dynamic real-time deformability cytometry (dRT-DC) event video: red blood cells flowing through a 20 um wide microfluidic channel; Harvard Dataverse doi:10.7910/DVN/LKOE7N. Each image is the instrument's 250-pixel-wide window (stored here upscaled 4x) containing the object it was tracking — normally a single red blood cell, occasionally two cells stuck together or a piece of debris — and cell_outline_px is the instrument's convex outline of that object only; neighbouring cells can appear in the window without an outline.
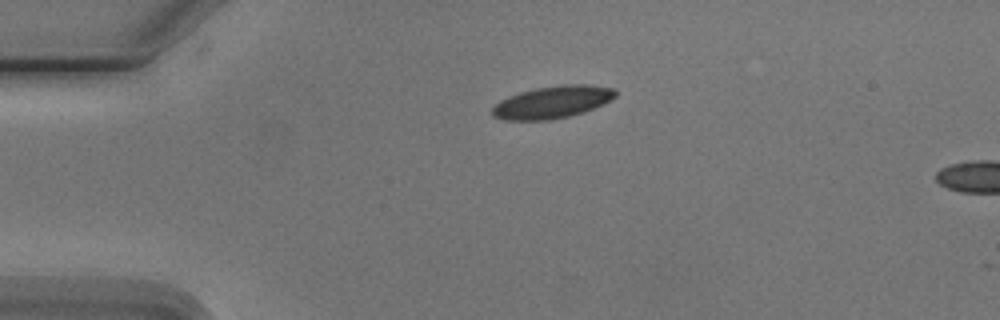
{"species": "Egyptian fruit bat (a non-hibernating species)", "species_latin": "Rousettus aegyptiacus", "temperature_condition": "cold", "stored_images_in_passage": 2, "camera_frame_rate_fps": 3000, "um_per_image_px": 0.085, "animal": {"sex": "male"}, "frame": {"image": 1, "passage_image": 1, "time_ms": 0.0, "image_size_px": [1000, 320], "cell_outline_px": [[616, 96], [604, 104], [584, 112], [552, 120], [504, 120], [492, 116], [492, 108], [500, 100], [508, 96], [520, 92], [536, 88], [560, 84], [588, 84], [612, 88], [616, 92]], "centroid_in_image_um": [46.95, 8.68], "position_along_channel_um": 38.1, "area_um2": 23.29}}